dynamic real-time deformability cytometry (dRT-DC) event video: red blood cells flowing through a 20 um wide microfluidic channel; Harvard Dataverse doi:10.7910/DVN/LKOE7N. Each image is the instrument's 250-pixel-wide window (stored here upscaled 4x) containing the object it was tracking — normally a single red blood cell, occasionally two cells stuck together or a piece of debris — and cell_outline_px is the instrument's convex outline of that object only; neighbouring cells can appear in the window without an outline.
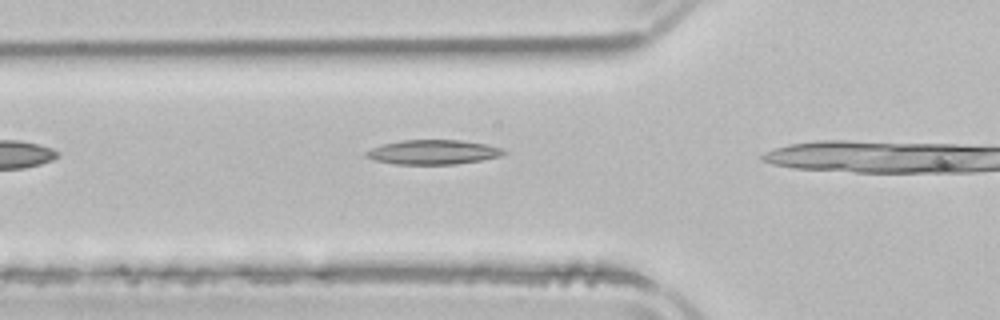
{"species": "common noctule bat (a hibernating species)", "species_latin": "Nyctalus noctula", "temperature_condition": "room temperature", "stored_images_in_passage": 6, "camera_frame_rate_fps": 3000, "um_per_image_px": 0.085, "animal": {"sex": "male", "body_mass_g": 21.5, "forearm_length_mm": 52.0}, "frame": {"image": 1, "passage_image": 5, "time_ms": 5.667, "image_size_px": [1000, 320], "cell_outline_px": [[508, 152], [500, 156], [480, 160], [456, 164], [392, 164], [376, 160], [364, 156], [364, 152], [372, 148], [384, 144], [404, 140], [464, 140], [504, 148]], "centroid_in_image_um": [36.83, 12.93], "position_along_channel_um": 89.0, "area_um2": 19.59}}